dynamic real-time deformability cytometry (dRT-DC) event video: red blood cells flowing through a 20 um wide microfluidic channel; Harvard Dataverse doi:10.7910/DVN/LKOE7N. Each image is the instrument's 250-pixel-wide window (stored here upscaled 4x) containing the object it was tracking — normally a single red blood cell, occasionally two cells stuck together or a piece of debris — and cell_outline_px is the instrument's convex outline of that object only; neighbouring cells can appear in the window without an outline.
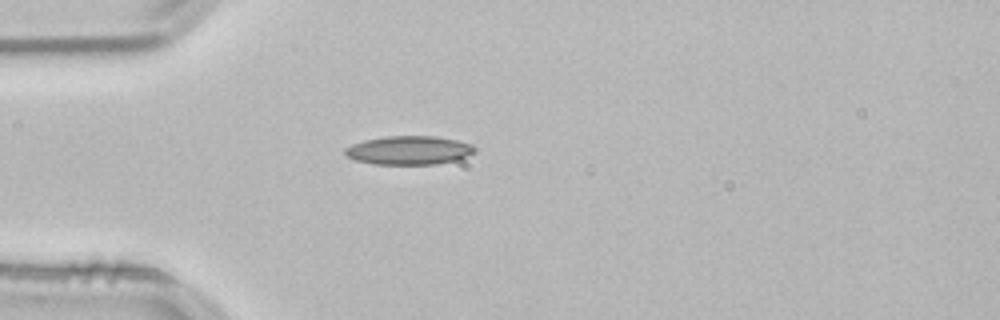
{"species": "common noctule bat (a hibernating species)", "species_latin": "Nyctalus noctula", "temperature_condition": "room temperature", "stored_images_in_passage": 34, "camera_frame_rate_fps": 3000, "um_per_image_px": 0.085, "animal": {"sex": "male", "body_mass_g": 21.5, "forearm_length_mm": 52.0}, "frame": {"image": 1, "passage_image": 1, "time_ms": 0.0, "image_size_px": [1000, 320], "cell_outline_px": [[476, 152], [468, 156], [456, 160], [436, 164], [372, 164], [356, 160], [348, 156], [344, 152], [344, 148], [352, 144], [364, 140], [388, 136], [436, 136], [456, 140], [472, 144], [476, 148]], "centroid_in_image_um": [34.79, 12.77], "position_along_channel_um": 50.2, "area_um2": 21.73}}
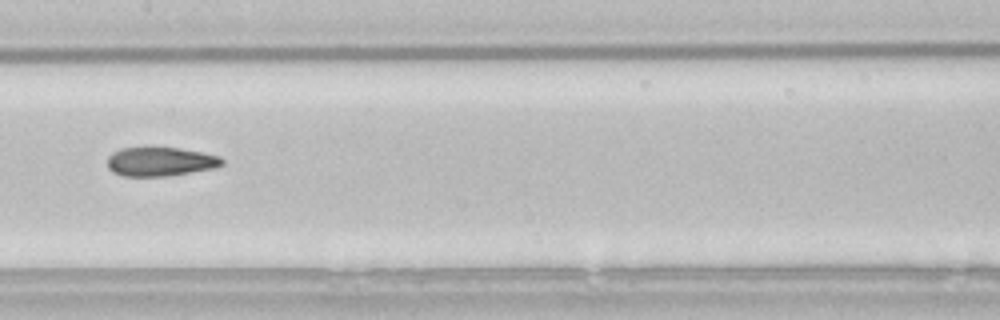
{"frame": {"image": 2, "passage_image": 13, "time_ms": 4.0, "image_size_px": [1000, 320], "cell_outline_px": [[224, 164], [216, 168], [168, 176], [124, 176], [112, 172], [108, 168], [108, 156], [112, 152], [120, 148], [176, 148], [200, 152], [220, 156], [224, 160]], "centroid_in_image_um": [13.63, 13.75], "position_along_channel_um": 193.8, "area_um2": 19.36}}
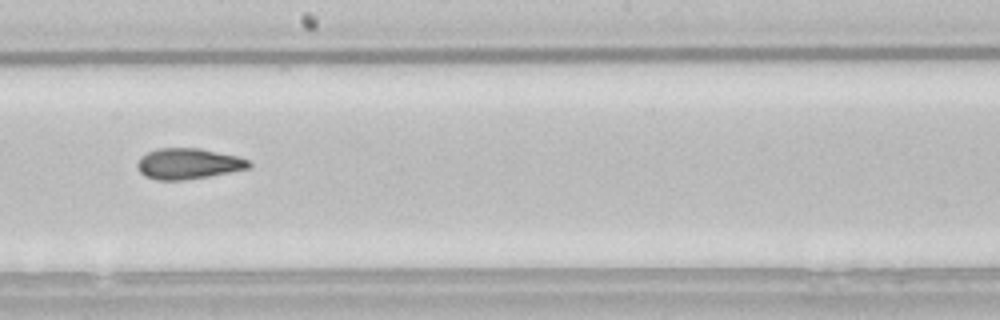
{"frame": {"image": 3, "passage_image": 16, "time_ms": 5.0, "image_size_px": [1000, 320], "cell_outline_px": [[252, 164], [248, 168], [208, 176], [184, 180], [156, 180], [144, 176], [136, 168], [136, 164], [140, 156], [156, 148], [200, 148], [236, 156], [248, 160]], "centroid_in_image_um": [15.93, 13.91], "position_along_channel_um": 232.3, "area_um2": 20.0}, "authors_computed_cell_mechanics": {"area_um2": 19.8254, "velocity_mm_per_s": 3.8449, "shape_relaxation_time_tau1_ms": null, "shape_relaxation_time_tau2_ms": 2.6569, "deformation_change_tau1": null, "deformation_change_tau2": 0.0942}}